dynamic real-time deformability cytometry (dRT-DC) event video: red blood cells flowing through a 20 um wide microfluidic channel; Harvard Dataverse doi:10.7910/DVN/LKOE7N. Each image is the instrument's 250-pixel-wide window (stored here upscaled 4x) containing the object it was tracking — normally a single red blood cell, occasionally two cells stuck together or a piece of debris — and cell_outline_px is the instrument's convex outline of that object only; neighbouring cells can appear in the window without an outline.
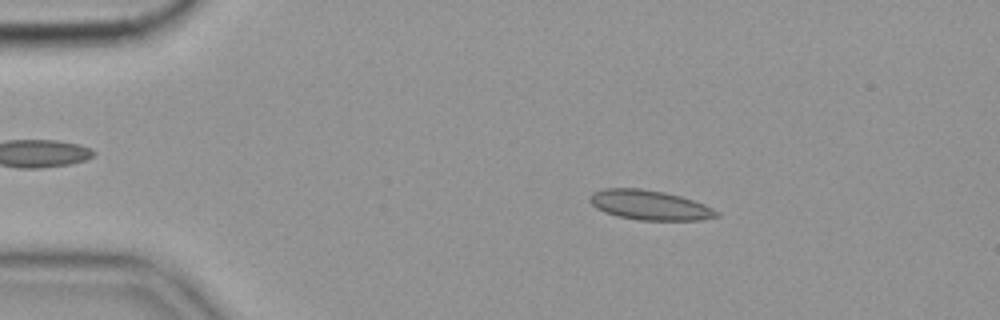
{"species": "common noctule bat (a hibernating species)", "species_latin": "Nyctalus noctula", "temperature_condition": "cold", "stored_images_in_passage": 55, "camera_frame_rate_fps": 3000, "um_per_image_px": 0.085, "animal": {"sex": "female", "body_mass_g": 19.9}, "frame": {"image": 1, "passage_image": 9, "time_ms": 2.667, "image_size_px": [1000, 320], "cell_outline_px": [[720, 216], [700, 220], [640, 220], [616, 216], [604, 212], [596, 208], [588, 200], [588, 196], [592, 192], [604, 188], [640, 188], [664, 192], [680, 196], [704, 204], [720, 212]], "centroid_in_image_um": [55.19, 17.43], "position_along_channel_um": 29.8, "area_um2": 22.08}}
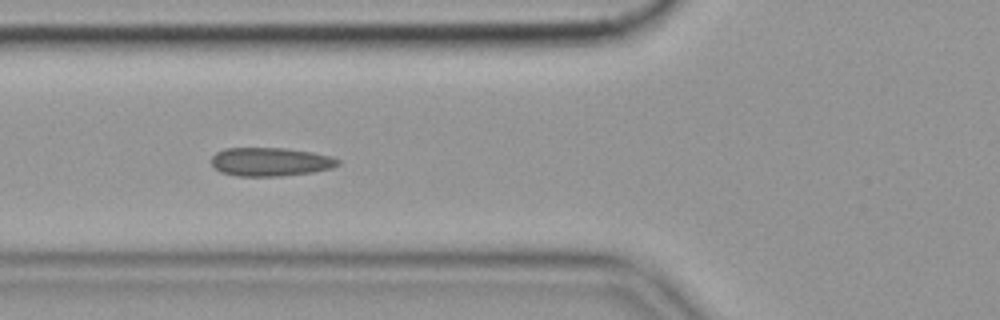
{"frame": {"image": 2, "passage_image": 20, "time_ms": 6.333, "image_size_px": [1000, 320], "cell_outline_px": [[340, 164], [332, 168], [312, 172], [280, 176], [236, 176], [220, 172], [212, 164], [212, 156], [216, 152], [224, 148], [284, 148], [312, 152], [332, 156], [340, 160]], "centroid_in_image_um": [22.99, 13.75], "position_along_channel_um": 102.8, "area_um2": 21.15}}
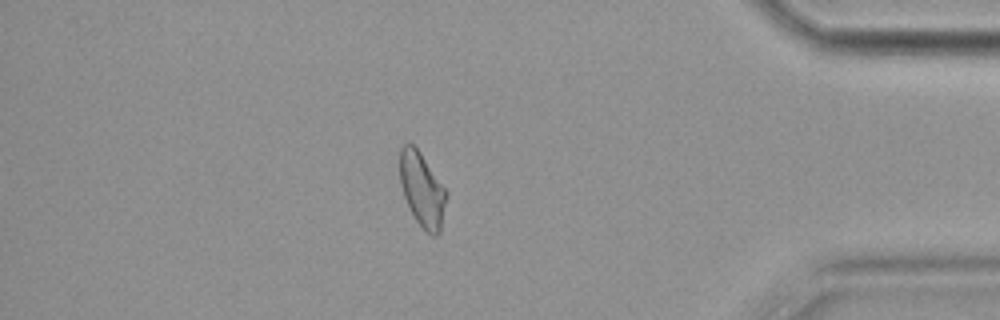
{"frame": {"image": 3, "passage_image": 48, "time_ms": 15.667, "image_size_px": [1000, 320], "cell_outline_px": [[448, 192], [440, 232], [436, 236], [432, 236], [416, 220], [404, 196], [400, 184], [400, 148], [404, 144], [412, 144], [420, 152]], "centroid_in_image_um": [35.89, 16.11], "position_along_channel_um": 399.3, "area_um2": 19.83}, "authors_computed_cell_mechanics": {"area_um2": 20.808, "velocity_mm_per_s": 3.5432, "shape_relaxation_time_tau1_ms": null, "shape_relaxation_time_tau2_ms": 2.7951, "deformation_change_tau1": null, "deformation_change_tau2": 0.0777}}